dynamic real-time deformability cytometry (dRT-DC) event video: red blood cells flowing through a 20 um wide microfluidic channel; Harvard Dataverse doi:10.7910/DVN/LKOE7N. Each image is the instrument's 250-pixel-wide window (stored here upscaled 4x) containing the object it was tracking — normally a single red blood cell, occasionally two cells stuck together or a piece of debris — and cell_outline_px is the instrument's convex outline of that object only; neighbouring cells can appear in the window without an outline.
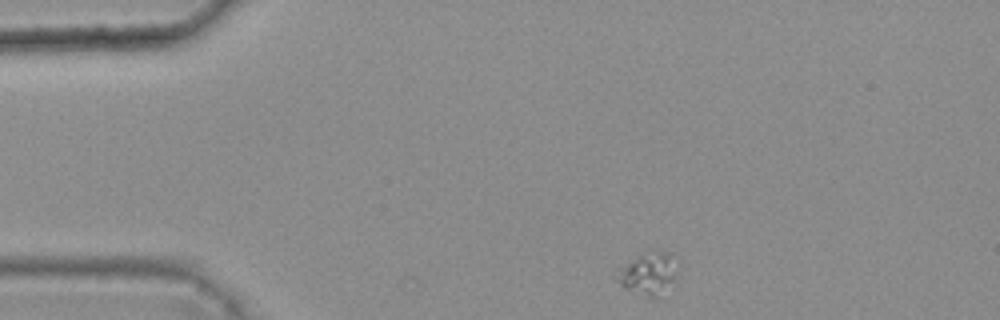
{"species": "common noctule bat (a hibernating species)", "species_latin": "Nyctalus noctula", "temperature_condition": "warm", "stored_images_in_passage": 4, "camera_frame_rate_fps": 3000, "um_per_image_px": 0.085, "animal": {"sex": "female", "body_mass_g": 25.1}, "frame": {"image": 1, "passage_image": 1, "time_ms": 0.0, "image_size_px": [1000, 320], "cell_outline_px": [[680, 256], [676, 280], [656, 296], [648, 296], [624, 288], [616, 280], [612, 268], [648, 248], [652, 248], [668, 252]], "centroid_in_image_um": [55.09, 23.1], "position_along_channel_um": 29.9, "area_um2": 16.24}}
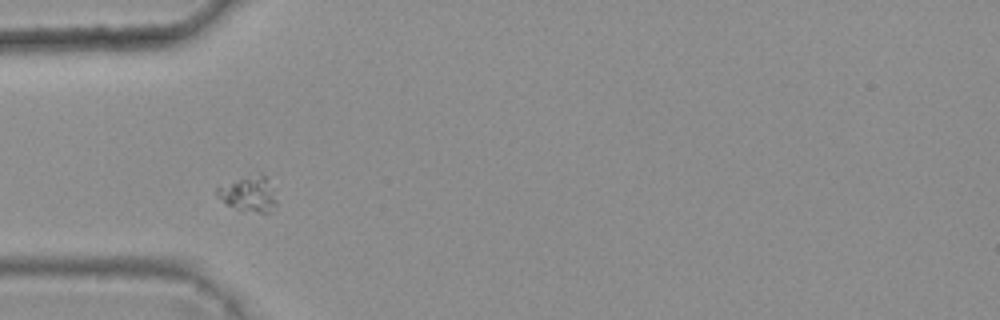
{"frame": {"image": 2, "passage_image": 3, "time_ms": 0.667, "image_size_px": [1000, 320], "cell_outline_px": [[276, 204], [268, 212], [240, 212], [224, 204], [216, 196], [216, 188], [260, 172], [264, 176], [276, 200]], "centroid_in_image_um": [21.07, 16.54], "position_along_channel_um": 63.9, "area_um2": 11.96}}
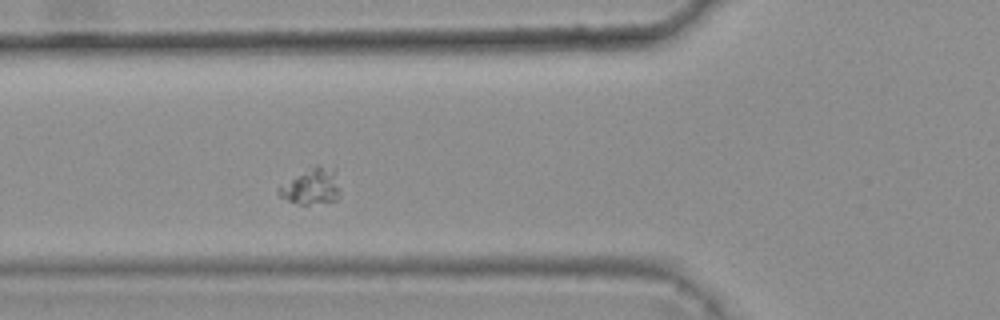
{"frame": {"image": 3, "passage_image": 4, "time_ms": 1.0, "image_size_px": [1000, 320], "cell_outline_px": [[340, 188], [336, 200], [308, 204], [300, 204], [288, 200], [280, 196], [276, 188], [316, 164], [336, 168]], "centroid_in_image_um": [26.52, 15.81], "position_along_channel_um": 99.3, "area_um2": 12.77}}